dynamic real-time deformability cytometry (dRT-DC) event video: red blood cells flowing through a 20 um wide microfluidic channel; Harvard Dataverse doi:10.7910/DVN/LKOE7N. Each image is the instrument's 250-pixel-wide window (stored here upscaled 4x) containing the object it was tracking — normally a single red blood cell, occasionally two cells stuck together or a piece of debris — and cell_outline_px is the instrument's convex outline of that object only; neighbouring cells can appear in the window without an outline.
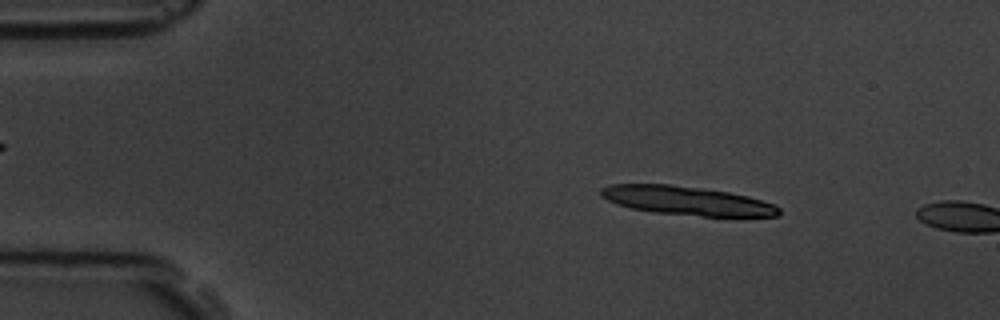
{"species": "common noctule bat (a hibernating species)", "species_latin": "Nyctalus noctula", "temperature_condition": "room temperature", "stored_images_in_passage": 2, "camera_frame_rate_fps": 3000, "um_per_image_px": 0.085, "animal": {"sex": "male", "body_mass_g": 19.5, "forearm_length_mm": 54.6}, "frame": {"image": 1, "passage_image": 1, "time_ms": 0.0, "image_size_px": [1000, 320], "cell_outline_px": [[780, 216], [704, 216], [652, 212], [632, 208], [616, 204], [600, 196], [600, 188], [608, 184], [668, 184], [700, 188], [728, 192], [748, 196], [772, 204], [780, 208]], "centroid_in_image_um": [58.34, 17.05], "position_along_channel_um": 26.7, "area_um2": 29.71}}